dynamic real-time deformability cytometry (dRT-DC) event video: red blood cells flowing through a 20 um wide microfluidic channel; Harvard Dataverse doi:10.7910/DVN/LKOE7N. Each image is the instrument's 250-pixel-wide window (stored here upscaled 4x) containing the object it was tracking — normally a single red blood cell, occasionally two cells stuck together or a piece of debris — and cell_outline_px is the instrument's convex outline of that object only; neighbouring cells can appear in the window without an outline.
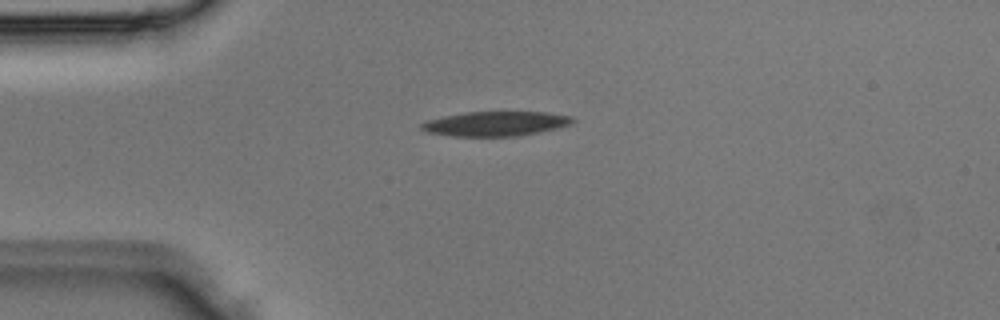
{"species": "Egyptian fruit bat (a non-hibernating species)", "species_latin": "Rousettus aegyptiacus", "temperature_condition": "room temperature", "stored_images_in_passage": 2, "camera_frame_rate_fps": 3000, "um_per_image_px": 0.085, "animal": {"sex": "male"}, "frame": {"image": 1, "passage_image": 1, "time_ms": 0.0, "image_size_px": [1000, 320], "cell_outline_px": [[576, 120], [572, 124], [556, 128], [516, 136], [452, 136], [428, 132], [420, 128], [420, 124], [428, 120], [444, 116], [464, 112], [544, 112], [572, 116]], "centroid_in_image_um": [42.13, 10.51], "position_along_channel_um": 42.9, "area_um2": 21.5}}